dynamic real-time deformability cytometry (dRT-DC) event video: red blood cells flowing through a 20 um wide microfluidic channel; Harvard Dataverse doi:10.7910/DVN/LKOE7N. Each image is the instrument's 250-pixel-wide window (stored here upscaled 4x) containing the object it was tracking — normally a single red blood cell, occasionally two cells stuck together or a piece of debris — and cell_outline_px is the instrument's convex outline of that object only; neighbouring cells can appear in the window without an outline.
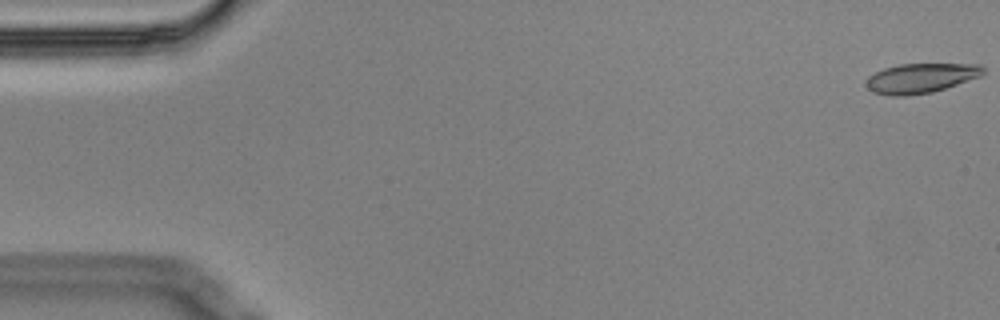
{"species": "Egyptian fruit bat (a non-hibernating species)", "species_latin": "Rousettus aegyptiacus", "temperature_condition": "cold", "stored_images_in_passage": 15, "camera_frame_rate_fps": 3000, "um_per_image_px": 0.085, "animal": {"sex": "male"}, "frame": {"image": 1, "passage_image": 1, "time_ms": 0.0, "image_size_px": [1000, 320], "cell_outline_px": [[984, 72], [980, 76], [932, 92], [904, 96], [892, 96], [872, 92], [864, 84], [864, 80], [868, 76], [884, 68], [900, 64], [980, 64], [984, 68]], "centroid_in_image_um": [78.21, 6.64], "position_along_channel_um": 6.8, "area_um2": 20.17}}
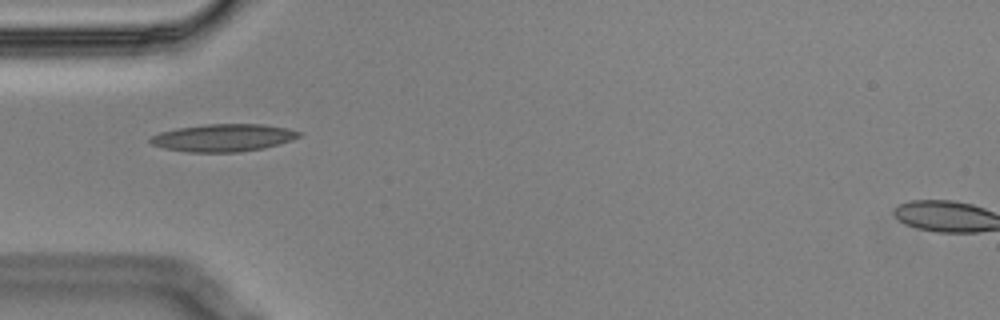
{"frame": {"image": 2, "passage_image": 5, "time_ms": 1.333, "image_size_px": [1000, 320], "cell_outline_px": [[304, 132], [300, 136], [292, 140], [264, 148], [240, 152], [188, 152], [164, 148], [152, 144], [148, 140], [152, 136], [160, 132], [176, 128], [204, 124], [264, 124], [288, 128]], "centroid_in_image_um": [19.01, 11.7], "position_along_channel_um": 66.0, "area_um2": 23.99}}
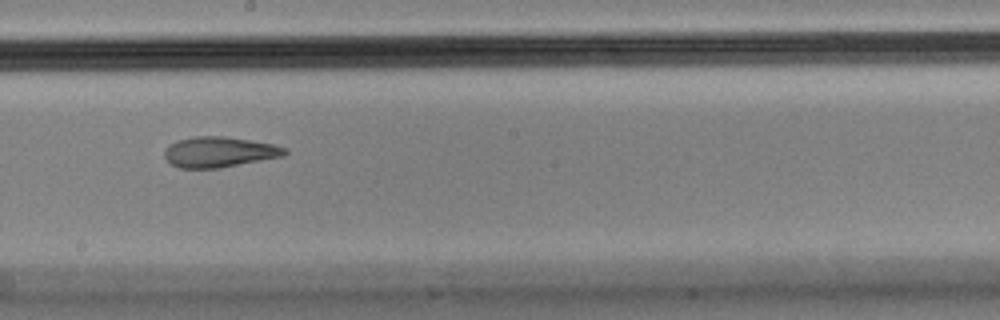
{"frame": {"image": 3, "passage_image": 9, "time_ms": 2.667, "image_size_px": [1000, 320], "cell_outline_px": [[288, 152], [284, 156], [220, 168], [180, 168], [172, 164], [164, 156], [164, 152], [168, 144], [176, 140], [192, 136], [224, 136], [276, 144], [288, 148]], "centroid_in_image_um": [18.66, 12.91], "position_along_channel_um": 229.5, "area_um2": 21.62}}